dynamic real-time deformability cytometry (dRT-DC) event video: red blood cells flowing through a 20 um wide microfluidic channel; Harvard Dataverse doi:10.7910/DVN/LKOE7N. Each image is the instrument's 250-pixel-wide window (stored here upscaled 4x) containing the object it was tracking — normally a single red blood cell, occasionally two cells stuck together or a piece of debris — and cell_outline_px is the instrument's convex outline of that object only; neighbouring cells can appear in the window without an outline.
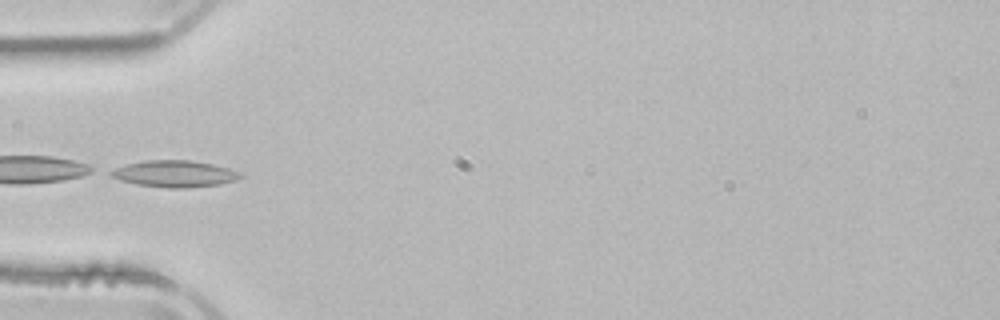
{"species": "common noctule bat (a hibernating species)", "species_latin": "Nyctalus noctula", "temperature_condition": "room temperature", "stored_images_in_passage": 4, "camera_frame_rate_fps": 3000, "um_per_image_px": 0.085, "animal": {"sex": "male", "body_mass_g": 21.5, "forearm_length_mm": 52.0}, "frame": {"image": 1, "passage_image": 4, "time_ms": 5.333, "image_size_px": [1000, 320], "cell_outline_px": [[244, 176], [236, 180], [220, 184], [188, 188], [168, 188], [136, 184], [120, 180], [112, 176], [108, 172], [116, 168], [128, 164], [144, 160], [188, 160], [212, 164], [228, 168], [240, 172]], "centroid_in_image_um": [14.86, 14.77], "position_along_channel_um": 70.1, "area_um2": 20.0}}